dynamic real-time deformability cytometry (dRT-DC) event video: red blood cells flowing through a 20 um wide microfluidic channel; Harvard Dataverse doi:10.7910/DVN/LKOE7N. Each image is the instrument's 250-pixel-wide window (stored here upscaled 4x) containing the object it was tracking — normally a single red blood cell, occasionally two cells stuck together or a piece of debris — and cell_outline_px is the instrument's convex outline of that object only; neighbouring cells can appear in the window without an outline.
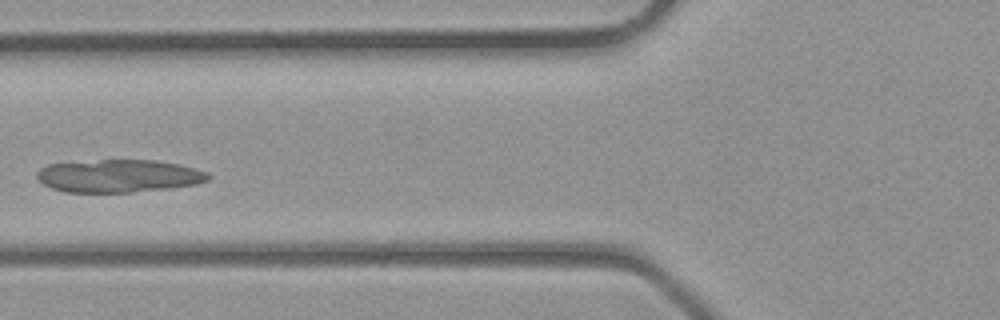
{"species": "common noctule bat (a hibernating species)", "species_latin": "Nyctalus noctula", "temperature_condition": "room temperature", "stored_images_in_passage": 33, "camera_frame_rate_fps": 3000, "um_per_image_px": 0.085, "animal": {"sex": "male", "body_mass_g": 23.1, "forearm_length_mm": 52.7}, "frame": {"image": 1, "passage_image": 10, "time_ms": 3.0, "image_size_px": [1000, 320], "cell_outline_px": [[212, 176], [208, 180], [196, 184], [168, 188], [132, 192], [64, 192], [52, 188], [44, 184], [36, 176], [36, 172], [40, 168], [48, 164], [100, 160], [156, 160], [196, 168], [208, 172]], "centroid_in_image_um": [10.1, 14.95], "position_along_channel_um": 115.7, "area_um2": 32.66}}
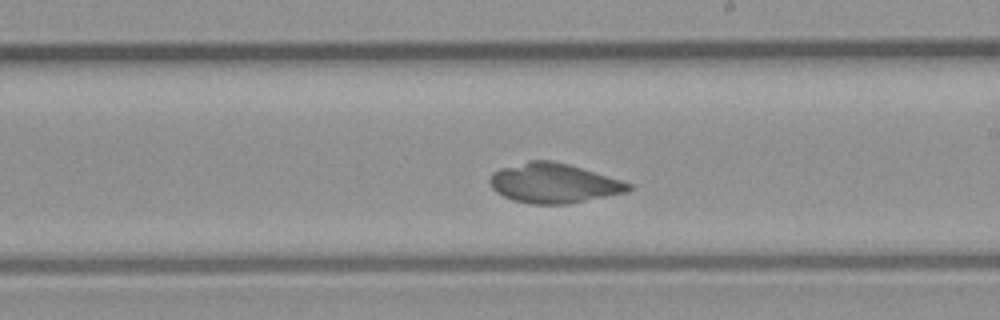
{"frame": {"image": 2, "passage_image": 17, "time_ms": 5.333, "image_size_px": [1000, 320], "cell_outline_px": [[632, 188], [628, 192], [568, 204], [532, 204], [512, 200], [496, 192], [492, 188], [488, 180], [492, 172], [500, 168], [528, 160], [552, 160], [568, 164], [620, 180], [632, 184]], "centroid_in_image_um": [47.03, 15.57], "position_along_channel_um": 242.0, "area_um2": 32.08}}
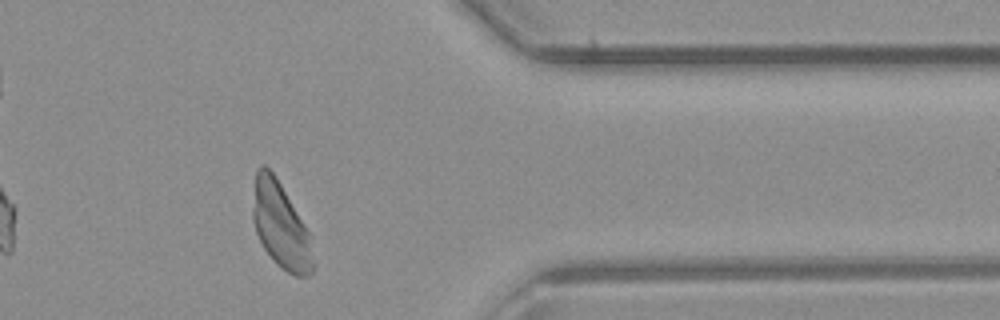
{"frame": {"image": 3, "passage_image": 26, "time_ms": 8.333, "image_size_px": [1000, 320], "cell_outline_px": [[316, 268], [308, 276], [296, 276], [288, 272], [276, 264], [264, 248], [256, 232], [252, 220], [252, 208], [256, 168], [260, 164], [264, 164], [276, 176], [304, 224], [308, 232], [316, 264]], "centroid_in_image_um": [23.86, 19.18], "position_along_channel_um": 387.5, "area_um2": 30.23}}